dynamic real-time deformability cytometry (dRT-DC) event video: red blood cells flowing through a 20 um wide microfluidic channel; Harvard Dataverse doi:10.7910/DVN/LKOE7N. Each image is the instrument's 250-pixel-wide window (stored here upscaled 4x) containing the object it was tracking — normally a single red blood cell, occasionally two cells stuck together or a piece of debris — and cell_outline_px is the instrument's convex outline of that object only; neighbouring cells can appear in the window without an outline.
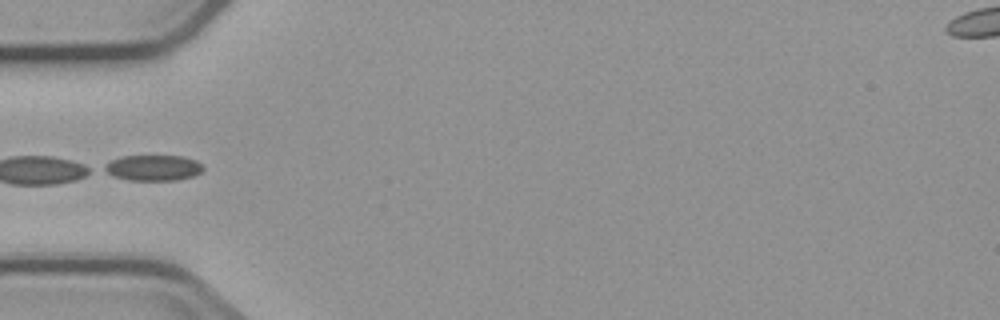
{"species": "common noctule bat (a hibernating species)", "species_latin": "Nyctalus noctula", "temperature_condition": "cold", "stored_images_in_passage": 5, "segment_of_instrument_passage": [2, 2], "camera_frame_rate_fps": 3000, "um_per_image_px": 0.085, "animal": {"sex": "male", "body_mass_g": 23.1, "forearm_length_mm": 52.7}, "frame": {"image": 1, "passage_image": 4, "time_ms": 3.667, "image_size_px": [1000, 320], "cell_outline_px": [[204, 168], [200, 172], [192, 176], [176, 180], [128, 180], [112, 176], [104, 172], [100, 168], [112, 160], [120, 156], [184, 156], [196, 160]], "centroid_in_image_um": [12.96, 14.26], "position_along_channel_um": 72.0, "area_um2": 14.85}}